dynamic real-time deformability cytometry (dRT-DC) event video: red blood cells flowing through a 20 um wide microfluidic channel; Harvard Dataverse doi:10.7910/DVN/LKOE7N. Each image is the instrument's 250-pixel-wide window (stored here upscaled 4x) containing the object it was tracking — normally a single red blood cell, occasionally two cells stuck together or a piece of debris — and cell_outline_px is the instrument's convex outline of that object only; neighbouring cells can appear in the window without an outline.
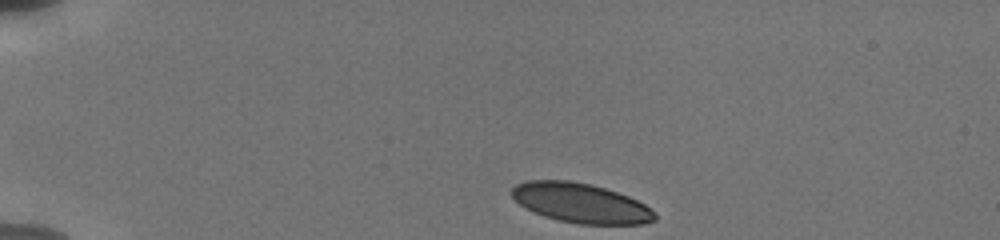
{"species": "human", "species_latin": "Homo sapiens", "temperature_condition": "cold", "stored_images_in_passage": 34, "camera_frame_rate_fps": 3000, "um_per_image_px": 0.085, "donor": {"sex": "male"}, "frame": {"image": 1, "passage_image": 1, "time_ms": 0.0, "image_size_px": [1000, 240], "cell_outline_px": [[656, 220], [644, 224], [576, 224], [544, 216], [520, 204], [508, 192], [516, 184], [528, 180], [568, 180], [592, 184], [628, 196], [644, 204], [656, 212]], "centroid_in_image_um": [49.37, 17.25], "position_along_channel_um": 35.6, "area_um2": 32.95}}
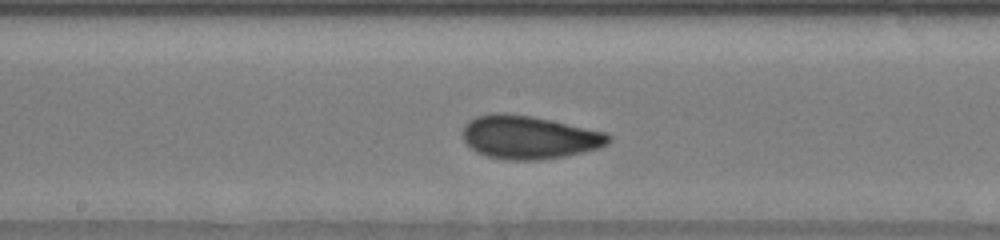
{"frame": {"image": 2, "passage_image": 16, "time_ms": 6.333, "image_size_px": [1000, 240], "cell_outline_px": [[612, 140], [608, 144], [600, 148], [564, 156], [540, 160], [504, 160], [488, 156], [476, 152], [464, 140], [464, 128], [476, 116], [496, 112], [528, 116], [548, 120], [604, 132], [612, 136]], "centroid_in_image_um": [44.99, 11.69], "position_along_channel_um": 203.2, "area_um2": 36.18}}
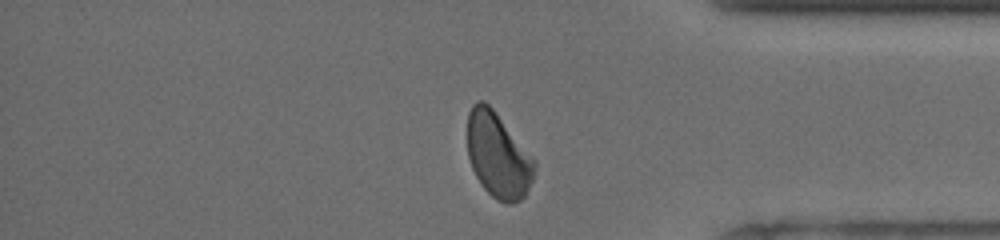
{"frame": {"image": 3, "passage_image": 30, "time_ms": 11.667, "image_size_px": [1000, 240], "cell_outline_px": [[536, 168], [532, 180], [524, 196], [520, 200], [512, 204], [504, 204], [496, 200], [484, 188], [476, 176], [472, 168], [468, 156], [468, 112], [472, 104], [476, 100], [484, 100], [492, 108], [536, 160]], "centroid_in_image_um": [42.34, 13.21], "position_along_channel_um": 392.9, "area_um2": 33.29}, "authors_computed_cell_mechanics": {"area_um2": 35.0268, "velocity_mm_per_s": 3.7675, "shape_relaxation_time_tau1_ms": 3.4606, "shape_relaxation_time_tau2_ms": 1.2423, "deformation_change_tau1": 0.1283, "deformation_change_tau2": 0.0557}}